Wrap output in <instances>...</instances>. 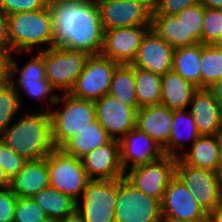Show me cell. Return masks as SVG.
Masks as SVG:
<instances>
[{"mask_svg":"<svg viewBox=\"0 0 222 222\" xmlns=\"http://www.w3.org/2000/svg\"><path fill=\"white\" fill-rule=\"evenodd\" d=\"M50 6L55 46L82 51L89 56L102 53L104 29L96 3L68 1L54 2Z\"/></svg>","mask_w":222,"mask_h":222,"instance_id":"6da1fadb","label":"cell"},{"mask_svg":"<svg viewBox=\"0 0 222 222\" xmlns=\"http://www.w3.org/2000/svg\"><path fill=\"white\" fill-rule=\"evenodd\" d=\"M50 109L24 114L0 136L14 153L26 160H38L50 154L55 146L52 140Z\"/></svg>","mask_w":222,"mask_h":222,"instance_id":"7a4b0ae2","label":"cell"},{"mask_svg":"<svg viewBox=\"0 0 222 222\" xmlns=\"http://www.w3.org/2000/svg\"><path fill=\"white\" fill-rule=\"evenodd\" d=\"M7 19L11 54L38 52L40 45L47 44L44 49L55 46L50 5L40 10L11 14Z\"/></svg>","mask_w":222,"mask_h":222,"instance_id":"3957f363","label":"cell"},{"mask_svg":"<svg viewBox=\"0 0 222 222\" xmlns=\"http://www.w3.org/2000/svg\"><path fill=\"white\" fill-rule=\"evenodd\" d=\"M63 103L58 110H50L52 140L55 148H61L70 138L96 121L93 101L79 99L69 93L58 96L54 105Z\"/></svg>","mask_w":222,"mask_h":222,"instance_id":"277c9868","label":"cell"},{"mask_svg":"<svg viewBox=\"0 0 222 222\" xmlns=\"http://www.w3.org/2000/svg\"><path fill=\"white\" fill-rule=\"evenodd\" d=\"M115 222H163L161 202L137 190L124 177L117 178Z\"/></svg>","mask_w":222,"mask_h":222,"instance_id":"5b68a950","label":"cell"},{"mask_svg":"<svg viewBox=\"0 0 222 222\" xmlns=\"http://www.w3.org/2000/svg\"><path fill=\"white\" fill-rule=\"evenodd\" d=\"M34 54L35 55H32L31 59L21 69L19 68L18 63L11 57L9 82L18 94L21 104L23 98H21L20 93L24 92L29 98L34 100L37 99L39 102H44L46 98L49 99L50 105L48 103L47 105L53 107L59 95L53 93L55 92V89L46 79L43 49L34 52ZM16 74H19L17 81L13 80V77Z\"/></svg>","mask_w":222,"mask_h":222,"instance_id":"8992f818","label":"cell"},{"mask_svg":"<svg viewBox=\"0 0 222 222\" xmlns=\"http://www.w3.org/2000/svg\"><path fill=\"white\" fill-rule=\"evenodd\" d=\"M88 57L85 52L63 46L43 49L46 79L55 90L61 89L63 94L70 93Z\"/></svg>","mask_w":222,"mask_h":222,"instance_id":"52a82bcc","label":"cell"},{"mask_svg":"<svg viewBox=\"0 0 222 222\" xmlns=\"http://www.w3.org/2000/svg\"><path fill=\"white\" fill-rule=\"evenodd\" d=\"M47 167L51 187L76 201L82 196L90 179L80 158L55 148L47 155Z\"/></svg>","mask_w":222,"mask_h":222,"instance_id":"ba28073f","label":"cell"},{"mask_svg":"<svg viewBox=\"0 0 222 222\" xmlns=\"http://www.w3.org/2000/svg\"><path fill=\"white\" fill-rule=\"evenodd\" d=\"M175 175L208 215L221 205L222 178L216 171L192 167L177 158Z\"/></svg>","mask_w":222,"mask_h":222,"instance_id":"9c48e42d","label":"cell"},{"mask_svg":"<svg viewBox=\"0 0 222 222\" xmlns=\"http://www.w3.org/2000/svg\"><path fill=\"white\" fill-rule=\"evenodd\" d=\"M79 199L76 211L84 222H115L117 179L90 180Z\"/></svg>","mask_w":222,"mask_h":222,"instance_id":"30bf717a","label":"cell"},{"mask_svg":"<svg viewBox=\"0 0 222 222\" xmlns=\"http://www.w3.org/2000/svg\"><path fill=\"white\" fill-rule=\"evenodd\" d=\"M119 65L102 54L90 55L69 94L90 101L100 99L109 93L113 73Z\"/></svg>","mask_w":222,"mask_h":222,"instance_id":"8fae6325","label":"cell"},{"mask_svg":"<svg viewBox=\"0 0 222 222\" xmlns=\"http://www.w3.org/2000/svg\"><path fill=\"white\" fill-rule=\"evenodd\" d=\"M177 157L163 156L160 160L133 167L124 173V178L137 190L162 202L165 189L175 176Z\"/></svg>","mask_w":222,"mask_h":222,"instance_id":"7c38bea8","label":"cell"},{"mask_svg":"<svg viewBox=\"0 0 222 222\" xmlns=\"http://www.w3.org/2000/svg\"><path fill=\"white\" fill-rule=\"evenodd\" d=\"M97 5L104 30L151 25L152 0H113Z\"/></svg>","mask_w":222,"mask_h":222,"instance_id":"4fadbf2b","label":"cell"},{"mask_svg":"<svg viewBox=\"0 0 222 222\" xmlns=\"http://www.w3.org/2000/svg\"><path fill=\"white\" fill-rule=\"evenodd\" d=\"M161 212L163 221L209 220V215L176 175L165 189L161 202Z\"/></svg>","mask_w":222,"mask_h":222,"instance_id":"5bb4252c","label":"cell"},{"mask_svg":"<svg viewBox=\"0 0 222 222\" xmlns=\"http://www.w3.org/2000/svg\"><path fill=\"white\" fill-rule=\"evenodd\" d=\"M93 103L96 120L112 139L120 140L136 127L137 111L140 107L124 105L109 93Z\"/></svg>","mask_w":222,"mask_h":222,"instance_id":"9a60e30c","label":"cell"},{"mask_svg":"<svg viewBox=\"0 0 222 222\" xmlns=\"http://www.w3.org/2000/svg\"><path fill=\"white\" fill-rule=\"evenodd\" d=\"M151 25L120 27L104 30L102 55L119 64H131L141 40Z\"/></svg>","mask_w":222,"mask_h":222,"instance_id":"2e32d148","label":"cell"},{"mask_svg":"<svg viewBox=\"0 0 222 222\" xmlns=\"http://www.w3.org/2000/svg\"><path fill=\"white\" fill-rule=\"evenodd\" d=\"M120 161L124 173L127 168L145 165L160 160L165 156L163 148L148 134L134 128L120 140ZM130 165V166H129Z\"/></svg>","mask_w":222,"mask_h":222,"instance_id":"e0dca14e","label":"cell"},{"mask_svg":"<svg viewBox=\"0 0 222 222\" xmlns=\"http://www.w3.org/2000/svg\"><path fill=\"white\" fill-rule=\"evenodd\" d=\"M174 50L175 48L150 28L143 36L137 54L130 65L162 76L172 70Z\"/></svg>","mask_w":222,"mask_h":222,"instance_id":"ac0fdd59","label":"cell"},{"mask_svg":"<svg viewBox=\"0 0 222 222\" xmlns=\"http://www.w3.org/2000/svg\"><path fill=\"white\" fill-rule=\"evenodd\" d=\"M80 159L90 180H114L124 177L119 140L111 139Z\"/></svg>","mask_w":222,"mask_h":222,"instance_id":"d6986e66","label":"cell"},{"mask_svg":"<svg viewBox=\"0 0 222 222\" xmlns=\"http://www.w3.org/2000/svg\"><path fill=\"white\" fill-rule=\"evenodd\" d=\"M189 105L200 135H217L222 130V108L207 88H198Z\"/></svg>","mask_w":222,"mask_h":222,"instance_id":"ffe728a7","label":"cell"},{"mask_svg":"<svg viewBox=\"0 0 222 222\" xmlns=\"http://www.w3.org/2000/svg\"><path fill=\"white\" fill-rule=\"evenodd\" d=\"M172 127V110L166 106H146L137 111L136 128L148 134L162 148L169 142Z\"/></svg>","mask_w":222,"mask_h":222,"instance_id":"44dd1931","label":"cell"},{"mask_svg":"<svg viewBox=\"0 0 222 222\" xmlns=\"http://www.w3.org/2000/svg\"><path fill=\"white\" fill-rule=\"evenodd\" d=\"M50 186L47 156L28 160L23 169L11 179L10 189L18 198H30Z\"/></svg>","mask_w":222,"mask_h":222,"instance_id":"7402d4cb","label":"cell"},{"mask_svg":"<svg viewBox=\"0 0 222 222\" xmlns=\"http://www.w3.org/2000/svg\"><path fill=\"white\" fill-rule=\"evenodd\" d=\"M161 89L160 104L170 110H180L189 107L192 96L198 88L171 70L161 76Z\"/></svg>","mask_w":222,"mask_h":222,"instance_id":"603a6c76","label":"cell"},{"mask_svg":"<svg viewBox=\"0 0 222 222\" xmlns=\"http://www.w3.org/2000/svg\"><path fill=\"white\" fill-rule=\"evenodd\" d=\"M172 125L169 142L163 148V151L165 155L179 158L183 153L184 144H186L184 142L189 140L192 145L200 134L197 131L194 118L190 111L186 109L172 110Z\"/></svg>","mask_w":222,"mask_h":222,"instance_id":"cb8c5ba5","label":"cell"},{"mask_svg":"<svg viewBox=\"0 0 222 222\" xmlns=\"http://www.w3.org/2000/svg\"><path fill=\"white\" fill-rule=\"evenodd\" d=\"M111 139L107 131L96 120L70 138L61 149L68 155L81 158Z\"/></svg>","mask_w":222,"mask_h":222,"instance_id":"d4e9b609","label":"cell"},{"mask_svg":"<svg viewBox=\"0 0 222 222\" xmlns=\"http://www.w3.org/2000/svg\"><path fill=\"white\" fill-rule=\"evenodd\" d=\"M179 159L186 165L215 171L218 159L217 136L200 135L190 150L183 151Z\"/></svg>","mask_w":222,"mask_h":222,"instance_id":"484cf974","label":"cell"},{"mask_svg":"<svg viewBox=\"0 0 222 222\" xmlns=\"http://www.w3.org/2000/svg\"><path fill=\"white\" fill-rule=\"evenodd\" d=\"M201 43L177 47L173 53L172 70L184 80L201 88Z\"/></svg>","mask_w":222,"mask_h":222,"instance_id":"4316f807","label":"cell"},{"mask_svg":"<svg viewBox=\"0 0 222 222\" xmlns=\"http://www.w3.org/2000/svg\"><path fill=\"white\" fill-rule=\"evenodd\" d=\"M31 198L52 221L57 222L76 210V200L51 186L39 191Z\"/></svg>","mask_w":222,"mask_h":222,"instance_id":"83f0119b","label":"cell"},{"mask_svg":"<svg viewBox=\"0 0 222 222\" xmlns=\"http://www.w3.org/2000/svg\"><path fill=\"white\" fill-rule=\"evenodd\" d=\"M135 92L140 108L159 105L161 101V76L139 67H134Z\"/></svg>","mask_w":222,"mask_h":222,"instance_id":"f1b7e54d","label":"cell"},{"mask_svg":"<svg viewBox=\"0 0 222 222\" xmlns=\"http://www.w3.org/2000/svg\"><path fill=\"white\" fill-rule=\"evenodd\" d=\"M150 28L173 48L187 46V29L177 15H152Z\"/></svg>","mask_w":222,"mask_h":222,"instance_id":"f546056e","label":"cell"},{"mask_svg":"<svg viewBox=\"0 0 222 222\" xmlns=\"http://www.w3.org/2000/svg\"><path fill=\"white\" fill-rule=\"evenodd\" d=\"M109 94L124 105L139 107L135 92L134 66L120 64L113 73Z\"/></svg>","mask_w":222,"mask_h":222,"instance_id":"4dcf8cb0","label":"cell"},{"mask_svg":"<svg viewBox=\"0 0 222 222\" xmlns=\"http://www.w3.org/2000/svg\"><path fill=\"white\" fill-rule=\"evenodd\" d=\"M201 88H209L222 77V46L201 43Z\"/></svg>","mask_w":222,"mask_h":222,"instance_id":"1f68e13d","label":"cell"},{"mask_svg":"<svg viewBox=\"0 0 222 222\" xmlns=\"http://www.w3.org/2000/svg\"><path fill=\"white\" fill-rule=\"evenodd\" d=\"M187 29V46L202 43L204 7L198 3L177 14Z\"/></svg>","mask_w":222,"mask_h":222,"instance_id":"d6a6232c","label":"cell"},{"mask_svg":"<svg viewBox=\"0 0 222 222\" xmlns=\"http://www.w3.org/2000/svg\"><path fill=\"white\" fill-rule=\"evenodd\" d=\"M18 94L10 82L0 88V136L20 111Z\"/></svg>","mask_w":222,"mask_h":222,"instance_id":"836d02e7","label":"cell"},{"mask_svg":"<svg viewBox=\"0 0 222 222\" xmlns=\"http://www.w3.org/2000/svg\"><path fill=\"white\" fill-rule=\"evenodd\" d=\"M222 40V10L204 8L202 44H220Z\"/></svg>","mask_w":222,"mask_h":222,"instance_id":"e575fe53","label":"cell"},{"mask_svg":"<svg viewBox=\"0 0 222 222\" xmlns=\"http://www.w3.org/2000/svg\"><path fill=\"white\" fill-rule=\"evenodd\" d=\"M49 218L42 208L30 198H17L13 222H46Z\"/></svg>","mask_w":222,"mask_h":222,"instance_id":"d590c367","label":"cell"},{"mask_svg":"<svg viewBox=\"0 0 222 222\" xmlns=\"http://www.w3.org/2000/svg\"><path fill=\"white\" fill-rule=\"evenodd\" d=\"M27 161L23 156L14 153L3 142L0 143V166L10 180L23 169Z\"/></svg>","mask_w":222,"mask_h":222,"instance_id":"8d00e7d4","label":"cell"},{"mask_svg":"<svg viewBox=\"0 0 222 222\" xmlns=\"http://www.w3.org/2000/svg\"><path fill=\"white\" fill-rule=\"evenodd\" d=\"M48 0H0V11L11 14L40 10L48 7Z\"/></svg>","mask_w":222,"mask_h":222,"instance_id":"74e56055","label":"cell"},{"mask_svg":"<svg viewBox=\"0 0 222 222\" xmlns=\"http://www.w3.org/2000/svg\"><path fill=\"white\" fill-rule=\"evenodd\" d=\"M200 3V0H152V15H177L186 7Z\"/></svg>","mask_w":222,"mask_h":222,"instance_id":"f35d334b","label":"cell"},{"mask_svg":"<svg viewBox=\"0 0 222 222\" xmlns=\"http://www.w3.org/2000/svg\"><path fill=\"white\" fill-rule=\"evenodd\" d=\"M17 198L10 188L0 189V222H13Z\"/></svg>","mask_w":222,"mask_h":222,"instance_id":"ab89813d","label":"cell"},{"mask_svg":"<svg viewBox=\"0 0 222 222\" xmlns=\"http://www.w3.org/2000/svg\"><path fill=\"white\" fill-rule=\"evenodd\" d=\"M0 53H11L7 16L0 11Z\"/></svg>","mask_w":222,"mask_h":222,"instance_id":"60d3db41","label":"cell"},{"mask_svg":"<svg viewBox=\"0 0 222 222\" xmlns=\"http://www.w3.org/2000/svg\"><path fill=\"white\" fill-rule=\"evenodd\" d=\"M11 53H0V88L10 81Z\"/></svg>","mask_w":222,"mask_h":222,"instance_id":"b9f144b4","label":"cell"},{"mask_svg":"<svg viewBox=\"0 0 222 222\" xmlns=\"http://www.w3.org/2000/svg\"><path fill=\"white\" fill-rule=\"evenodd\" d=\"M208 90L212 93L214 99L218 102L222 108V77L212 84Z\"/></svg>","mask_w":222,"mask_h":222,"instance_id":"7bdbcfd3","label":"cell"},{"mask_svg":"<svg viewBox=\"0 0 222 222\" xmlns=\"http://www.w3.org/2000/svg\"><path fill=\"white\" fill-rule=\"evenodd\" d=\"M216 136L218 141V159L215 171L222 178V130Z\"/></svg>","mask_w":222,"mask_h":222,"instance_id":"ee69618b","label":"cell"},{"mask_svg":"<svg viewBox=\"0 0 222 222\" xmlns=\"http://www.w3.org/2000/svg\"><path fill=\"white\" fill-rule=\"evenodd\" d=\"M200 4L204 8L222 10V0H200Z\"/></svg>","mask_w":222,"mask_h":222,"instance_id":"f6af8a7d","label":"cell"},{"mask_svg":"<svg viewBox=\"0 0 222 222\" xmlns=\"http://www.w3.org/2000/svg\"><path fill=\"white\" fill-rule=\"evenodd\" d=\"M208 218L210 222H222V202L219 207L209 214Z\"/></svg>","mask_w":222,"mask_h":222,"instance_id":"bcb514c9","label":"cell"},{"mask_svg":"<svg viewBox=\"0 0 222 222\" xmlns=\"http://www.w3.org/2000/svg\"><path fill=\"white\" fill-rule=\"evenodd\" d=\"M57 222H84L81 215L75 210L72 214L65 216Z\"/></svg>","mask_w":222,"mask_h":222,"instance_id":"7dc6e473","label":"cell"},{"mask_svg":"<svg viewBox=\"0 0 222 222\" xmlns=\"http://www.w3.org/2000/svg\"><path fill=\"white\" fill-rule=\"evenodd\" d=\"M11 180L0 166V189L10 188Z\"/></svg>","mask_w":222,"mask_h":222,"instance_id":"c3c4849f","label":"cell"},{"mask_svg":"<svg viewBox=\"0 0 222 222\" xmlns=\"http://www.w3.org/2000/svg\"><path fill=\"white\" fill-rule=\"evenodd\" d=\"M73 2V1H88V0H48L49 4L54 2Z\"/></svg>","mask_w":222,"mask_h":222,"instance_id":"681fc988","label":"cell"},{"mask_svg":"<svg viewBox=\"0 0 222 222\" xmlns=\"http://www.w3.org/2000/svg\"><path fill=\"white\" fill-rule=\"evenodd\" d=\"M163 222H210L209 220H201V221H163Z\"/></svg>","mask_w":222,"mask_h":222,"instance_id":"f907efd6","label":"cell"},{"mask_svg":"<svg viewBox=\"0 0 222 222\" xmlns=\"http://www.w3.org/2000/svg\"><path fill=\"white\" fill-rule=\"evenodd\" d=\"M91 1H93L96 4H98L100 2L113 1V0H91Z\"/></svg>","mask_w":222,"mask_h":222,"instance_id":"816d5d0a","label":"cell"}]
</instances>
